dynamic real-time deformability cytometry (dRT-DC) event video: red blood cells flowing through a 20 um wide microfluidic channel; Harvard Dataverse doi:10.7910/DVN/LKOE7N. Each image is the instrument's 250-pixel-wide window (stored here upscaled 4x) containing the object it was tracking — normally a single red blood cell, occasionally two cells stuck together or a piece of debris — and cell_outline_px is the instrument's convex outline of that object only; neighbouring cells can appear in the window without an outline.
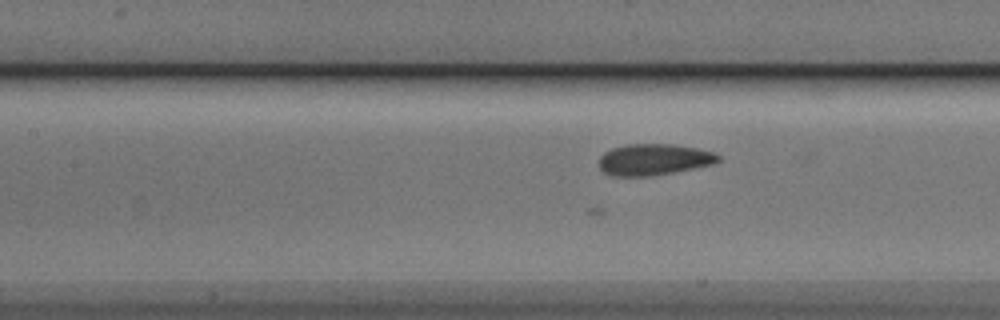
{"species": "Egyptian fruit bat (a non-hibernating species)", "species_latin": "Rousettus aegyptiacus", "temperature_condition": "cold", "stored_images_in_passage": 31, "camera_frame_rate_fps": 3000, "um_per_image_px": 0.085, "animal": {"sex": "male"}, "frame": {"image": 1, "passage_image": 9, "time_ms": 2.667, "image_size_px": [1000, 320], "cell_outline_px": [[720, 160], [716, 164], [672, 172], [648, 176], [612, 176], [604, 172], [600, 168], [600, 156], [604, 152], [612, 148], [624, 144], [672, 144], [696, 148], [716, 152], [720, 156]], "centroid_in_image_um": [55.6, 13.55], "position_along_channel_um": 151.8, "area_um2": 21.85}}
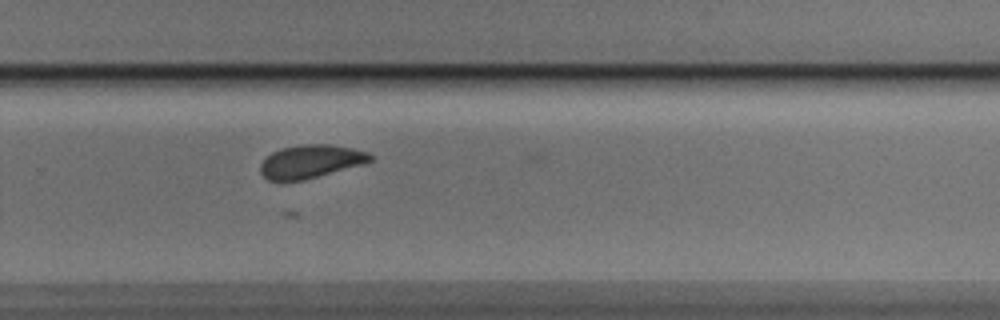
{"frame": {"image": 2, "passage_image": 21, "time_ms": 6.667, "image_size_px": [1000, 320], "cell_outline_px": [[372, 160], [364, 164], [304, 180], [268, 180], [260, 172], [260, 164], [272, 152], [280, 148], [300, 144], [328, 144], [352, 148], [368, 152], [372, 156]], "centroid_in_image_um": [26.41, 13.71], "position_along_channel_um": 303.4, "area_um2": 21.21}}
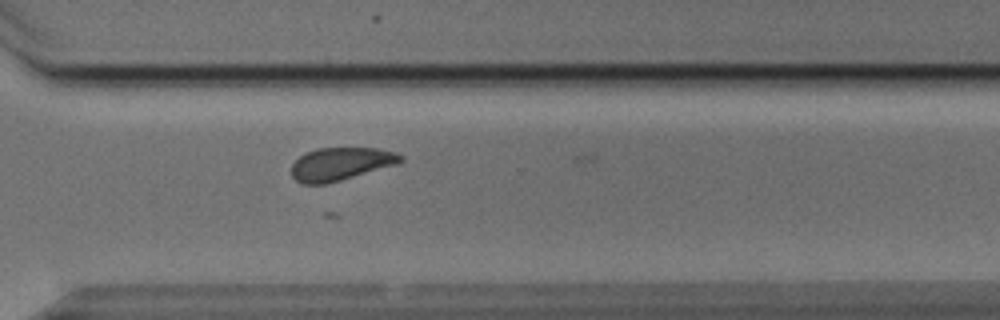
{"frame": {"image": 3, "passage_image": 24, "time_ms": 7.667, "image_size_px": [1000, 320], "cell_outline_px": [[404, 160], [400, 164], [328, 184], [304, 184], [296, 180], [292, 176], [292, 164], [300, 156], [316, 148], [376, 148], [396, 152], [404, 156]], "centroid_in_image_um": [29.02, 13.94], "position_along_channel_um": 341.6, "area_um2": 21.21}}